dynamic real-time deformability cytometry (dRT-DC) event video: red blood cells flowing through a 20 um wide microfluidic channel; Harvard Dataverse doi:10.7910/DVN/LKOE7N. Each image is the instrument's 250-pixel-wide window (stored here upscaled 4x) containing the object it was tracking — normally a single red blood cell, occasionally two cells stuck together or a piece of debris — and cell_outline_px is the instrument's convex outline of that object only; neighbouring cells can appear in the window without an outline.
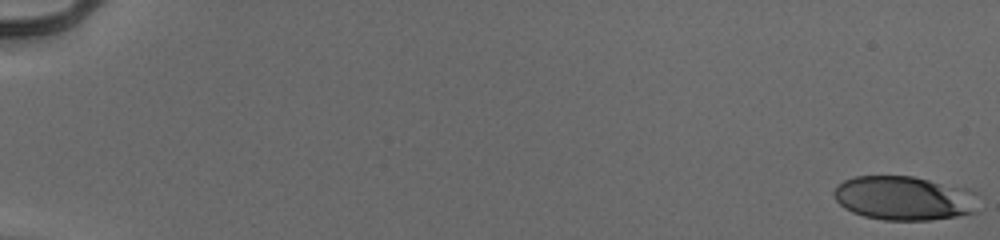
{"species": "human", "species_latin": "Homo sapiens", "temperature_condition": "cold", "stored_images_in_passage": 55, "camera_frame_rate_fps": 3000, "um_per_image_px": 0.085, "donor": {"sex": "male"}, "frame": {"image": 1, "passage_image": 1, "time_ms": 0.0, "image_size_px": [1000, 240], "cell_outline_px": [[980, 192], [976, 212], [956, 216], [928, 220], [884, 220], [864, 216], [852, 212], [844, 208], [836, 200], [832, 192], [836, 184], [844, 180], [856, 176], [912, 176], [968, 188]], "centroid_in_image_um": [76.88, 16.83], "position_along_channel_um": 8.1, "area_um2": 37.74}}
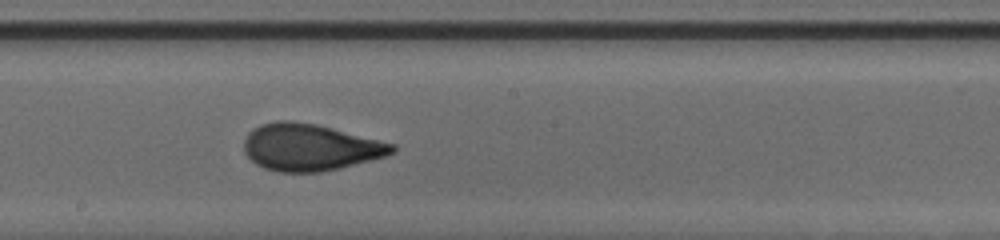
{"frame": {"image": 2, "passage_image": 33, "time_ms": 10.667, "image_size_px": [1000, 240], "cell_outline_px": [[396, 152], [384, 156], [340, 168], [320, 172], [280, 172], [264, 168], [256, 164], [244, 152], [244, 140], [248, 132], [252, 128], [260, 124], [276, 120], [292, 120], [316, 124], [396, 144]], "centroid_in_image_um": [26.33, 12.51], "position_along_channel_um": 221.9, "area_um2": 40.52}}
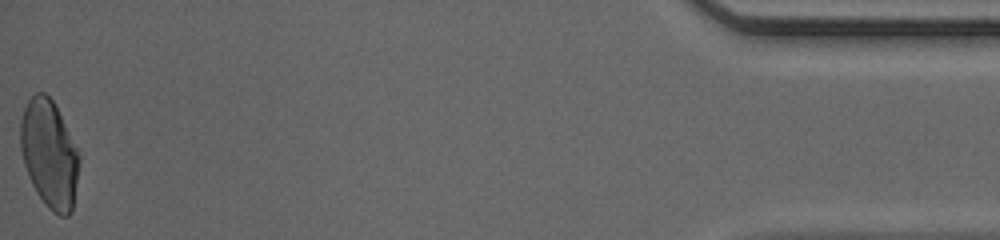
{"frame": {"image": 3, "passage_image": 55, "time_ms": 18.0, "image_size_px": [1000, 240], "cell_outline_px": [[80, 160], [72, 212], [68, 216], [60, 216], [52, 212], [44, 204], [36, 192], [28, 176], [24, 164], [20, 148], [20, 120], [24, 108], [28, 100], [36, 92], [44, 92], [52, 100], [80, 152]], "centroid_in_image_um": [4.19, 13.11], "position_along_channel_um": 431.0, "area_um2": 37.11}, "authors_computed_cell_mechanics": {"area_um2": 38.437, "velocity_mm_per_s": 3.9782, "shape_relaxation_time_tau1_ms": 7.1838, "shape_relaxation_time_tau2_ms": 0.7261, "deformation_change_tau1": 0.2267, "deformation_change_tau2": 0.0617}}